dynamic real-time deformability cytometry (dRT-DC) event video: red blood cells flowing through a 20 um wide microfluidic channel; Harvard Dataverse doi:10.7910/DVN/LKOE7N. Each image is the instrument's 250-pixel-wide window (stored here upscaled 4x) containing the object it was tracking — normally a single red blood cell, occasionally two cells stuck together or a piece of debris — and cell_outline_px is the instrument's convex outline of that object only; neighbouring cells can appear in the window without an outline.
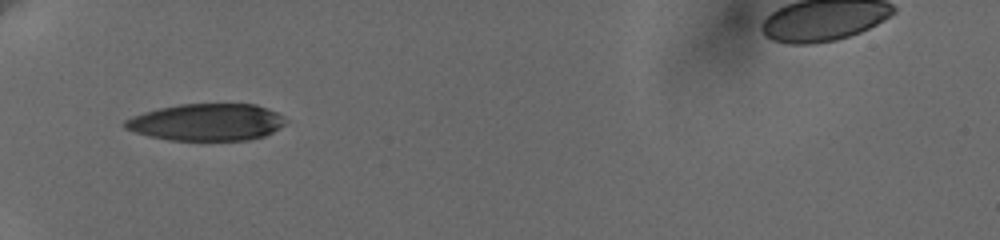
{"species": "human", "species_latin": "Homo sapiens", "temperature_condition": "cold", "stored_images_in_passage": 11, "camera_frame_rate_fps": 3000, "um_per_image_px": 0.085, "donor": {"sex": "female"}, "frame": {"image": 1, "passage_image": 1, "time_ms": 0.0, "image_size_px": [1000, 240], "cell_outline_px": [[288, 120], [280, 128], [264, 136], [248, 140], [168, 140], [148, 136], [124, 128], [124, 120], [132, 116], [144, 112], [160, 108], [180, 104], [256, 104], [268, 108], [276, 112]], "centroid_in_image_um": [17.58, 10.39], "position_along_channel_um": 67.4, "area_um2": 34.68}}
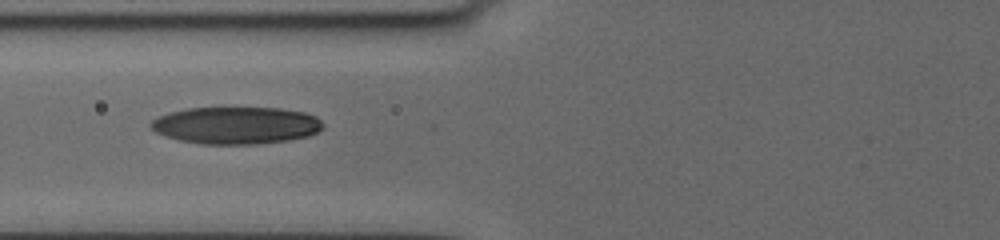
{"frame": {"image": 2, "passage_image": 10, "time_ms": 1.333, "image_size_px": [1000, 240], "cell_outline_px": [[324, 128], [308, 136], [288, 140], [256, 144], [200, 144], [180, 140], [164, 136], [156, 132], [148, 124], [156, 116], [168, 112], [188, 108], [280, 108], [304, 112], [316, 116], [324, 124]], "centroid_in_image_um": [20.04, 10.65], "position_along_channel_um": 105.8, "area_um2": 37.51}}